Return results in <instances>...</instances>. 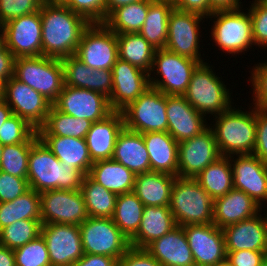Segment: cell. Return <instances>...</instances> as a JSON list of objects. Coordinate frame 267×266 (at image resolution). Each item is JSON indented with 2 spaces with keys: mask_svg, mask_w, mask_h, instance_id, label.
<instances>
[{
  "mask_svg": "<svg viewBox=\"0 0 267 266\" xmlns=\"http://www.w3.org/2000/svg\"><path fill=\"white\" fill-rule=\"evenodd\" d=\"M42 24V55L63 59L75 55L84 30L90 22L63 4L40 6Z\"/></svg>",
  "mask_w": 267,
  "mask_h": 266,
  "instance_id": "obj_1",
  "label": "cell"
},
{
  "mask_svg": "<svg viewBox=\"0 0 267 266\" xmlns=\"http://www.w3.org/2000/svg\"><path fill=\"white\" fill-rule=\"evenodd\" d=\"M84 174L77 168L62 164L39 138L28 156L29 188L42 193L48 190H81Z\"/></svg>",
  "mask_w": 267,
  "mask_h": 266,
  "instance_id": "obj_2",
  "label": "cell"
},
{
  "mask_svg": "<svg viewBox=\"0 0 267 266\" xmlns=\"http://www.w3.org/2000/svg\"><path fill=\"white\" fill-rule=\"evenodd\" d=\"M245 110L231 106L213 117L209 127L214 132L221 156L253 154L256 143V106ZM243 110H242V109Z\"/></svg>",
  "mask_w": 267,
  "mask_h": 266,
  "instance_id": "obj_3",
  "label": "cell"
},
{
  "mask_svg": "<svg viewBox=\"0 0 267 266\" xmlns=\"http://www.w3.org/2000/svg\"><path fill=\"white\" fill-rule=\"evenodd\" d=\"M208 62L200 63L192 73L191 80L183 95L188 103L208 120L225 112L234 105L229 87L222 81V75ZM218 76H217V75ZM233 104V105H232ZM211 115V119L210 118Z\"/></svg>",
  "mask_w": 267,
  "mask_h": 266,
  "instance_id": "obj_4",
  "label": "cell"
},
{
  "mask_svg": "<svg viewBox=\"0 0 267 266\" xmlns=\"http://www.w3.org/2000/svg\"><path fill=\"white\" fill-rule=\"evenodd\" d=\"M214 200L195 178L175 177L169 208L177 225L213 223Z\"/></svg>",
  "mask_w": 267,
  "mask_h": 266,
  "instance_id": "obj_5",
  "label": "cell"
},
{
  "mask_svg": "<svg viewBox=\"0 0 267 266\" xmlns=\"http://www.w3.org/2000/svg\"><path fill=\"white\" fill-rule=\"evenodd\" d=\"M243 8L216 10L208 19L211 25V40L218 50L232 56L244 54L255 46L249 11ZM213 20V21H212Z\"/></svg>",
  "mask_w": 267,
  "mask_h": 266,
  "instance_id": "obj_6",
  "label": "cell"
},
{
  "mask_svg": "<svg viewBox=\"0 0 267 266\" xmlns=\"http://www.w3.org/2000/svg\"><path fill=\"white\" fill-rule=\"evenodd\" d=\"M13 77L39 92L53 104L64 86L61 59L46 56L16 57Z\"/></svg>",
  "mask_w": 267,
  "mask_h": 266,
  "instance_id": "obj_7",
  "label": "cell"
},
{
  "mask_svg": "<svg viewBox=\"0 0 267 266\" xmlns=\"http://www.w3.org/2000/svg\"><path fill=\"white\" fill-rule=\"evenodd\" d=\"M199 64L166 48L156 49L149 72V84L165 95L183 96Z\"/></svg>",
  "mask_w": 267,
  "mask_h": 266,
  "instance_id": "obj_8",
  "label": "cell"
},
{
  "mask_svg": "<svg viewBox=\"0 0 267 266\" xmlns=\"http://www.w3.org/2000/svg\"><path fill=\"white\" fill-rule=\"evenodd\" d=\"M166 95L149 87L121 112L125 128L139 132H167Z\"/></svg>",
  "mask_w": 267,
  "mask_h": 266,
  "instance_id": "obj_9",
  "label": "cell"
},
{
  "mask_svg": "<svg viewBox=\"0 0 267 266\" xmlns=\"http://www.w3.org/2000/svg\"><path fill=\"white\" fill-rule=\"evenodd\" d=\"M79 227L85 254L105 255L119 260L130 247L129 239L112 218L88 217Z\"/></svg>",
  "mask_w": 267,
  "mask_h": 266,
  "instance_id": "obj_10",
  "label": "cell"
},
{
  "mask_svg": "<svg viewBox=\"0 0 267 266\" xmlns=\"http://www.w3.org/2000/svg\"><path fill=\"white\" fill-rule=\"evenodd\" d=\"M204 19V20H203ZM207 18L202 15L173 8L168 18L165 48L183 57L206 62L201 55L200 31ZM202 22V23H201Z\"/></svg>",
  "mask_w": 267,
  "mask_h": 266,
  "instance_id": "obj_11",
  "label": "cell"
},
{
  "mask_svg": "<svg viewBox=\"0 0 267 266\" xmlns=\"http://www.w3.org/2000/svg\"><path fill=\"white\" fill-rule=\"evenodd\" d=\"M75 56L93 69L111 70L118 59L117 34L104 23H90L81 36Z\"/></svg>",
  "mask_w": 267,
  "mask_h": 266,
  "instance_id": "obj_12",
  "label": "cell"
},
{
  "mask_svg": "<svg viewBox=\"0 0 267 266\" xmlns=\"http://www.w3.org/2000/svg\"><path fill=\"white\" fill-rule=\"evenodd\" d=\"M42 224L80 225L89 216L81 190L54 189L40 193Z\"/></svg>",
  "mask_w": 267,
  "mask_h": 266,
  "instance_id": "obj_13",
  "label": "cell"
},
{
  "mask_svg": "<svg viewBox=\"0 0 267 266\" xmlns=\"http://www.w3.org/2000/svg\"><path fill=\"white\" fill-rule=\"evenodd\" d=\"M2 29L5 47L15 58L42 55L40 7L36 12L9 20Z\"/></svg>",
  "mask_w": 267,
  "mask_h": 266,
  "instance_id": "obj_14",
  "label": "cell"
},
{
  "mask_svg": "<svg viewBox=\"0 0 267 266\" xmlns=\"http://www.w3.org/2000/svg\"><path fill=\"white\" fill-rule=\"evenodd\" d=\"M57 110L91 122L104 120L114 111L109 98L103 94L64 85L56 101L52 104Z\"/></svg>",
  "mask_w": 267,
  "mask_h": 266,
  "instance_id": "obj_15",
  "label": "cell"
},
{
  "mask_svg": "<svg viewBox=\"0 0 267 266\" xmlns=\"http://www.w3.org/2000/svg\"><path fill=\"white\" fill-rule=\"evenodd\" d=\"M3 100L13 114L26 120L37 131L45 123L52 106L39 92L14 77L4 83Z\"/></svg>",
  "mask_w": 267,
  "mask_h": 266,
  "instance_id": "obj_16",
  "label": "cell"
},
{
  "mask_svg": "<svg viewBox=\"0 0 267 266\" xmlns=\"http://www.w3.org/2000/svg\"><path fill=\"white\" fill-rule=\"evenodd\" d=\"M178 176L195 178L216 161L219 152L214 132L208 127L201 134L178 142Z\"/></svg>",
  "mask_w": 267,
  "mask_h": 266,
  "instance_id": "obj_17",
  "label": "cell"
},
{
  "mask_svg": "<svg viewBox=\"0 0 267 266\" xmlns=\"http://www.w3.org/2000/svg\"><path fill=\"white\" fill-rule=\"evenodd\" d=\"M51 266H72L83 255L80 227L71 224H42Z\"/></svg>",
  "mask_w": 267,
  "mask_h": 266,
  "instance_id": "obj_18",
  "label": "cell"
},
{
  "mask_svg": "<svg viewBox=\"0 0 267 266\" xmlns=\"http://www.w3.org/2000/svg\"><path fill=\"white\" fill-rule=\"evenodd\" d=\"M195 266H216L227 258L223 229L214 223L182 226Z\"/></svg>",
  "mask_w": 267,
  "mask_h": 266,
  "instance_id": "obj_19",
  "label": "cell"
},
{
  "mask_svg": "<svg viewBox=\"0 0 267 266\" xmlns=\"http://www.w3.org/2000/svg\"><path fill=\"white\" fill-rule=\"evenodd\" d=\"M229 160L233 172V187L245 192L260 207L266 205V162L253 154L230 155Z\"/></svg>",
  "mask_w": 267,
  "mask_h": 266,
  "instance_id": "obj_20",
  "label": "cell"
},
{
  "mask_svg": "<svg viewBox=\"0 0 267 266\" xmlns=\"http://www.w3.org/2000/svg\"><path fill=\"white\" fill-rule=\"evenodd\" d=\"M111 71L113 89L109 103L113 111L121 112L150 87L149 73L120 58Z\"/></svg>",
  "mask_w": 267,
  "mask_h": 266,
  "instance_id": "obj_21",
  "label": "cell"
},
{
  "mask_svg": "<svg viewBox=\"0 0 267 266\" xmlns=\"http://www.w3.org/2000/svg\"><path fill=\"white\" fill-rule=\"evenodd\" d=\"M166 107L167 132L177 142L199 135L209 127L206 117L196 111L184 96L166 95Z\"/></svg>",
  "mask_w": 267,
  "mask_h": 266,
  "instance_id": "obj_22",
  "label": "cell"
},
{
  "mask_svg": "<svg viewBox=\"0 0 267 266\" xmlns=\"http://www.w3.org/2000/svg\"><path fill=\"white\" fill-rule=\"evenodd\" d=\"M257 215L223 228L226 251L252 250L267 252V222Z\"/></svg>",
  "mask_w": 267,
  "mask_h": 266,
  "instance_id": "obj_23",
  "label": "cell"
},
{
  "mask_svg": "<svg viewBox=\"0 0 267 266\" xmlns=\"http://www.w3.org/2000/svg\"><path fill=\"white\" fill-rule=\"evenodd\" d=\"M145 249L162 266H195L184 228L180 225L152 241Z\"/></svg>",
  "mask_w": 267,
  "mask_h": 266,
  "instance_id": "obj_24",
  "label": "cell"
},
{
  "mask_svg": "<svg viewBox=\"0 0 267 266\" xmlns=\"http://www.w3.org/2000/svg\"><path fill=\"white\" fill-rule=\"evenodd\" d=\"M262 211L260 207L245 192L231 189L224 196L214 199L213 223L223 229L224 227L249 219Z\"/></svg>",
  "mask_w": 267,
  "mask_h": 266,
  "instance_id": "obj_25",
  "label": "cell"
},
{
  "mask_svg": "<svg viewBox=\"0 0 267 266\" xmlns=\"http://www.w3.org/2000/svg\"><path fill=\"white\" fill-rule=\"evenodd\" d=\"M124 127L122 112L116 111L104 120L92 123L85 136L92 162L112 159L117 137Z\"/></svg>",
  "mask_w": 267,
  "mask_h": 266,
  "instance_id": "obj_26",
  "label": "cell"
},
{
  "mask_svg": "<svg viewBox=\"0 0 267 266\" xmlns=\"http://www.w3.org/2000/svg\"><path fill=\"white\" fill-rule=\"evenodd\" d=\"M112 159L135 175L151 171L150 158L142 133L123 128L117 137Z\"/></svg>",
  "mask_w": 267,
  "mask_h": 266,
  "instance_id": "obj_27",
  "label": "cell"
},
{
  "mask_svg": "<svg viewBox=\"0 0 267 266\" xmlns=\"http://www.w3.org/2000/svg\"><path fill=\"white\" fill-rule=\"evenodd\" d=\"M151 171L178 176V142L168 132L142 133Z\"/></svg>",
  "mask_w": 267,
  "mask_h": 266,
  "instance_id": "obj_28",
  "label": "cell"
},
{
  "mask_svg": "<svg viewBox=\"0 0 267 266\" xmlns=\"http://www.w3.org/2000/svg\"><path fill=\"white\" fill-rule=\"evenodd\" d=\"M177 226L169 206H144L137 233L129 240L130 246L145 248Z\"/></svg>",
  "mask_w": 267,
  "mask_h": 266,
  "instance_id": "obj_29",
  "label": "cell"
},
{
  "mask_svg": "<svg viewBox=\"0 0 267 266\" xmlns=\"http://www.w3.org/2000/svg\"><path fill=\"white\" fill-rule=\"evenodd\" d=\"M57 159L87 175L93 164L86 141L83 138L39 136Z\"/></svg>",
  "mask_w": 267,
  "mask_h": 266,
  "instance_id": "obj_30",
  "label": "cell"
},
{
  "mask_svg": "<svg viewBox=\"0 0 267 266\" xmlns=\"http://www.w3.org/2000/svg\"><path fill=\"white\" fill-rule=\"evenodd\" d=\"M175 177L154 171L137 174L133 193L144 206H169Z\"/></svg>",
  "mask_w": 267,
  "mask_h": 266,
  "instance_id": "obj_31",
  "label": "cell"
},
{
  "mask_svg": "<svg viewBox=\"0 0 267 266\" xmlns=\"http://www.w3.org/2000/svg\"><path fill=\"white\" fill-rule=\"evenodd\" d=\"M88 175L116 195L133 192L136 175L113 159L93 162Z\"/></svg>",
  "mask_w": 267,
  "mask_h": 266,
  "instance_id": "obj_32",
  "label": "cell"
},
{
  "mask_svg": "<svg viewBox=\"0 0 267 266\" xmlns=\"http://www.w3.org/2000/svg\"><path fill=\"white\" fill-rule=\"evenodd\" d=\"M173 8L172 3L149 0V11L138 33L156 49L165 48L168 18Z\"/></svg>",
  "mask_w": 267,
  "mask_h": 266,
  "instance_id": "obj_33",
  "label": "cell"
},
{
  "mask_svg": "<svg viewBox=\"0 0 267 266\" xmlns=\"http://www.w3.org/2000/svg\"><path fill=\"white\" fill-rule=\"evenodd\" d=\"M196 181L214 200L233 189V172L229 156H221L201 171Z\"/></svg>",
  "mask_w": 267,
  "mask_h": 266,
  "instance_id": "obj_34",
  "label": "cell"
},
{
  "mask_svg": "<svg viewBox=\"0 0 267 266\" xmlns=\"http://www.w3.org/2000/svg\"><path fill=\"white\" fill-rule=\"evenodd\" d=\"M118 58L149 73L156 48L139 33L117 34Z\"/></svg>",
  "mask_w": 267,
  "mask_h": 266,
  "instance_id": "obj_35",
  "label": "cell"
},
{
  "mask_svg": "<svg viewBox=\"0 0 267 266\" xmlns=\"http://www.w3.org/2000/svg\"><path fill=\"white\" fill-rule=\"evenodd\" d=\"M93 122L88 119H80L50 107L43 126L37 131L38 136H62L83 138Z\"/></svg>",
  "mask_w": 267,
  "mask_h": 266,
  "instance_id": "obj_36",
  "label": "cell"
},
{
  "mask_svg": "<svg viewBox=\"0 0 267 266\" xmlns=\"http://www.w3.org/2000/svg\"><path fill=\"white\" fill-rule=\"evenodd\" d=\"M149 11V0H141L113 10L103 22L116 34L138 33Z\"/></svg>",
  "mask_w": 267,
  "mask_h": 266,
  "instance_id": "obj_37",
  "label": "cell"
},
{
  "mask_svg": "<svg viewBox=\"0 0 267 266\" xmlns=\"http://www.w3.org/2000/svg\"><path fill=\"white\" fill-rule=\"evenodd\" d=\"M81 192L89 217H113L118 195L95 182L88 174L83 178Z\"/></svg>",
  "mask_w": 267,
  "mask_h": 266,
  "instance_id": "obj_38",
  "label": "cell"
},
{
  "mask_svg": "<svg viewBox=\"0 0 267 266\" xmlns=\"http://www.w3.org/2000/svg\"><path fill=\"white\" fill-rule=\"evenodd\" d=\"M22 219H41L39 192L29 189L13 201L0 203V230Z\"/></svg>",
  "mask_w": 267,
  "mask_h": 266,
  "instance_id": "obj_39",
  "label": "cell"
},
{
  "mask_svg": "<svg viewBox=\"0 0 267 266\" xmlns=\"http://www.w3.org/2000/svg\"><path fill=\"white\" fill-rule=\"evenodd\" d=\"M143 211L144 204L133 192L118 195L112 219L129 240L139 229Z\"/></svg>",
  "mask_w": 267,
  "mask_h": 266,
  "instance_id": "obj_40",
  "label": "cell"
},
{
  "mask_svg": "<svg viewBox=\"0 0 267 266\" xmlns=\"http://www.w3.org/2000/svg\"><path fill=\"white\" fill-rule=\"evenodd\" d=\"M39 139L36 131L26 142L3 145L0 159V170L12 176L26 178L28 176V156L31 146Z\"/></svg>",
  "mask_w": 267,
  "mask_h": 266,
  "instance_id": "obj_41",
  "label": "cell"
},
{
  "mask_svg": "<svg viewBox=\"0 0 267 266\" xmlns=\"http://www.w3.org/2000/svg\"><path fill=\"white\" fill-rule=\"evenodd\" d=\"M41 219H22L0 230V245L11 250L22 247L41 234Z\"/></svg>",
  "mask_w": 267,
  "mask_h": 266,
  "instance_id": "obj_42",
  "label": "cell"
},
{
  "mask_svg": "<svg viewBox=\"0 0 267 266\" xmlns=\"http://www.w3.org/2000/svg\"><path fill=\"white\" fill-rule=\"evenodd\" d=\"M13 252L15 266H51L45 239L41 234Z\"/></svg>",
  "mask_w": 267,
  "mask_h": 266,
  "instance_id": "obj_43",
  "label": "cell"
},
{
  "mask_svg": "<svg viewBox=\"0 0 267 266\" xmlns=\"http://www.w3.org/2000/svg\"><path fill=\"white\" fill-rule=\"evenodd\" d=\"M64 68V85L92 90L94 69L85 65L75 55L61 59Z\"/></svg>",
  "mask_w": 267,
  "mask_h": 266,
  "instance_id": "obj_44",
  "label": "cell"
},
{
  "mask_svg": "<svg viewBox=\"0 0 267 266\" xmlns=\"http://www.w3.org/2000/svg\"><path fill=\"white\" fill-rule=\"evenodd\" d=\"M36 131L26 120L13 114L0 128V143L2 145L24 143Z\"/></svg>",
  "mask_w": 267,
  "mask_h": 266,
  "instance_id": "obj_45",
  "label": "cell"
},
{
  "mask_svg": "<svg viewBox=\"0 0 267 266\" xmlns=\"http://www.w3.org/2000/svg\"><path fill=\"white\" fill-rule=\"evenodd\" d=\"M253 2V3H252ZM249 11L252 35L255 46L266 50L267 47V0H252Z\"/></svg>",
  "mask_w": 267,
  "mask_h": 266,
  "instance_id": "obj_46",
  "label": "cell"
},
{
  "mask_svg": "<svg viewBox=\"0 0 267 266\" xmlns=\"http://www.w3.org/2000/svg\"><path fill=\"white\" fill-rule=\"evenodd\" d=\"M63 5L90 23H103L106 19V0H66Z\"/></svg>",
  "mask_w": 267,
  "mask_h": 266,
  "instance_id": "obj_47",
  "label": "cell"
},
{
  "mask_svg": "<svg viewBox=\"0 0 267 266\" xmlns=\"http://www.w3.org/2000/svg\"><path fill=\"white\" fill-rule=\"evenodd\" d=\"M259 64H254L252 66V70H250L251 76L249 77L253 93V106L257 108L267 109V60L261 62H257Z\"/></svg>",
  "mask_w": 267,
  "mask_h": 266,
  "instance_id": "obj_48",
  "label": "cell"
},
{
  "mask_svg": "<svg viewBox=\"0 0 267 266\" xmlns=\"http://www.w3.org/2000/svg\"><path fill=\"white\" fill-rule=\"evenodd\" d=\"M40 5L35 0H0V25L11 19L36 12Z\"/></svg>",
  "mask_w": 267,
  "mask_h": 266,
  "instance_id": "obj_49",
  "label": "cell"
},
{
  "mask_svg": "<svg viewBox=\"0 0 267 266\" xmlns=\"http://www.w3.org/2000/svg\"><path fill=\"white\" fill-rule=\"evenodd\" d=\"M29 189L26 178L12 176L0 170V203L13 201Z\"/></svg>",
  "mask_w": 267,
  "mask_h": 266,
  "instance_id": "obj_50",
  "label": "cell"
},
{
  "mask_svg": "<svg viewBox=\"0 0 267 266\" xmlns=\"http://www.w3.org/2000/svg\"><path fill=\"white\" fill-rule=\"evenodd\" d=\"M253 155L267 161V109L256 107V143Z\"/></svg>",
  "mask_w": 267,
  "mask_h": 266,
  "instance_id": "obj_51",
  "label": "cell"
},
{
  "mask_svg": "<svg viewBox=\"0 0 267 266\" xmlns=\"http://www.w3.org/2000/svg\"><path fill=\"white\" fill-rule=\"evenodd\" d=\"M118 266H162L145 248L130 246L118 260Z\"/></svg>",
  "mask_w": 267,
  "mask_h": 266,
  "instance_id": "obj_52",
  "label": "cell"
},
{
  "mask_svg": "<svg viewBox=\"0 0 267 266\" xmlns=\"http://www.w3.org/2000/svg\"><path fill=\"white\" fill-rule=\"evenodd\" d=\"M227 258L234 266H259L267 258V252L239 250L226 251Z\"/></svg>",
  "mask_w": 267,
  "mask_h": 266,
  "instance_id": "obj_53",
  "label": "cell"
},
{
  "mask_svg": "<svg viewBox=\"0 0 267 266\" xmlns=\"http://www.w3.org/2000/svg\"><path fill=\"white\" fill-rule=\"evenodd\" d=\"M93 74L92 91L99 92L109 98L113 89L112 71L94 69Z\"/></svg>",
  "mask_w": 267,
  "mask_h": 266,
  "instance_id": "obj_54",
  "label": "cell"
},
{
  "mask_svg": "<svg viewBox=\"0 0 267 266\" xmlns=\"http://www.w3.org/2000/svg\"><path fill=\"white\" fill-rule=\"evenodd\" d=\"M174 8L188 11L208 18L215 10L210 6V0H178Z\"/></svg>",
  "mask_w": 267,
  "mask_h": 266,
  "instance_id": "obj_55",
  "label": "cell"
},
{
  "mask_svg": "<svg viewBox=\"0 0 267 266\" xmlns=\"http://www.w3.org/2000/svg\"><path fill=\"white\" fill-rule=\"evenodd\" d=\"M72 266H118V259L105 255L84 253Z\"/></svg>",
  "mask_w": 267,
  "mask_h": 266,
  "instance_id": "obj_56",
  "label": "cell"
},
{
  "mask_svg": "<svg viewBox=\"0 0 267 266\" xmlns=\"http://www.w3.org/2000/svg\"><path fill=\"white\" fill-rule=\"evenodd\" d=\"M14 59L15 57L6 47L0 52V80L3 83L13 77Z\"/></svg>",
  "mask_w": 267,
  "mask_h": 266,
  "instance_id": "obj_57",
  "label": "cell"
},
{
  "mask_svg": "<svg viewBox=\"0 0 267 266\" xmlns=\"http://www.w3.org/2000/svg\"><path fill=\"white\" fill-rule=\"evenodd\" d=\"M242 1V0H241ZM240 0H210V6L216 10L238 9L243 5Z\"/></svg>",
  "mask_w": 267,
  "mask_h": 266,
  "instance_id": "obj_58",
  "label": "cell"
},
{
  "mask_svg": "<svg viewBox=\"0 0 267 266\" xmlns=\"http://www.w3.org/2000/svg\"><path fill=\"white\" fill-rule=\"evenodd\" d=\"M0 266H15L13 250L0 245Z\"/></svg>",
  "mask_w": 267,
  "mask_h": 266,
  "instance_id": "obj_59",
  "label": "cell"
},
{
  "mask_svg": "<svg viewBox=\"0 0 267 266\" xmlns=\"http://www.w3.org/2000/svg\"><path fill=\"white\" fill-rule=\"evenodd\" d=\"M141 0H106V17L116 8Z\"/></svg>",
  "mask_w": 267,
  "mask_h": 266,
  "instance_id": "obj_60",
  "label": "cell"
},
{
  "mask_svg": "<svg viewBox=\"0 0 267 266\" xmlns=\"http://www.w3.org/2000/svg\"><path fill=\"white\" fill-rule=\"evenodd\" d=\"M13 115L12 109L2 99L0 100V128L4 122Z\"/></svg>",
  "mask_w": 267,
  "mask_h": 266,
  "instance_id": "obj_61",
  "label": "cell"
},
{
  "mask_svg": "<svg viewBox=\"0 0 267 266\" xmlns=\"http://www.w3.org/2000/svg\"><path fill=\"white\" fill-rule=\"evenodd\" d=\"M5 48V37L2 26L0 25V52Z\"/></svg>",
  "mask_w": 267,
  "mask_h": 266,
  "instance_id": "obj_62",
  "label": "cell"
},
{
  "mask_svg": "<svg viewBox=\"0 0 267 266\" xmlns=\"http://www.w3.org/2000/svg\"><path fill=\"white\" fill-rule=\"evenodd\" d=\"M216 266H234V265L228 258H226L223 261H220Z\"/></svg>",
  "mask_w": 267,
  "mask_h": 266,
  "instance_id": "obj_63",
  "label": "cell"
},
{
  "mask_svg": "<svg viewBox=\"0 0 267 266\" xmlns=\"http://www.w3.org/2000/svg\"><path fill=\"white\" fill-rule=\"evenodd\" d=\"M4 97V83L0 80V100Z\"/></svg>",
  "mask_w": 267,
  "mask_h": 266,
  "instance_id": "obj_64",
  "label": "cell"
},
{
  "mask_svg": "<svg viewBox=\"0 0 267 266\" xmlns=\"http://www.w3.org/2000/svg\"><path fill=\"white\" fill-rule=\"evenodd\" d=\"M66 0H49V2L54 4H63Z\"/></svg>",
  "mask_w": 267,
  "mask_h": 266,
  "instance_id": "obj_65",
  "label": "cell"
},
{
  "mask_svg": "<svg viewBox=\"0 0 267 266\" xmlns=\"http://www.w3.org/2000/svg\"><path fill=\"white\" fill-rule=\"evenodd\" d=\"M40 6L44 3H48L49 0H35Z\"/></svg>",
  "mask_w": 267,
  "mask_h": 266,
  "instance_id": "obj_66",
  "label": "cell"
},
{
  "mask_svg": "<svg viewBox=\"0 0 267 266\" xmlns=\"http://www.w3.org/2000/svg\"><path fill=\"white\" fill-rule=\"evenodd\" d=\"M158 1H164V2L175 4L178 0H158Z\"/></svg>",
  "mask_w": 267,
  "mask_h": 266,
  "instance_id": "obj_67",
  "label": "cell"
},
{
  "mask_svg": "<svg viewBox=\"0 0 267 266\" xmlns=\"http://www.w3.org/2000/svg\"><path fill=\"white\" fill-rule=\"evenodd\" d=\"M266 204H267V203H266ZM263 208H264V210H265V212H266V214H265V212H264V215H265L266 222H267V210H266V209H267V205H266V206L264 205V206L262 207V210H263ZM265 208H266V209H265Z\"/></svg>",
  "mask_w": 267,
  "mask_h": 266,
  "instance_id": "obj_68",
  "label": "cell"
},
{
  "mask_svg": "<svg viewBox=\"0 0 267 266\" xmlns=\"http://www.w3.org/2000/svg\"><path fill=\"white\" fill-rule=\"evenodd\" d=\"M259 266H267V258Z\"/></svg>",
  "mask_w": 267,
  "mask_h": 266,
  "instance_id": "obj_69",
  "label": "cell"
},
{
  "mask_svg": "<svg viewBox=\"0 0 267 266\" xmlns=\"http://www.w3.org/2000/svg\"><path fill=\"white\" fill-rule=\"evenodd\" d=\"M2 151H3V145L0 143V159H1V156H2Z\"/></svg>",
  "mask_w": 267,
  "mask_h": 266,
  "instance_id": "obj_70",
  "label": "cell"
}]
</instances>
